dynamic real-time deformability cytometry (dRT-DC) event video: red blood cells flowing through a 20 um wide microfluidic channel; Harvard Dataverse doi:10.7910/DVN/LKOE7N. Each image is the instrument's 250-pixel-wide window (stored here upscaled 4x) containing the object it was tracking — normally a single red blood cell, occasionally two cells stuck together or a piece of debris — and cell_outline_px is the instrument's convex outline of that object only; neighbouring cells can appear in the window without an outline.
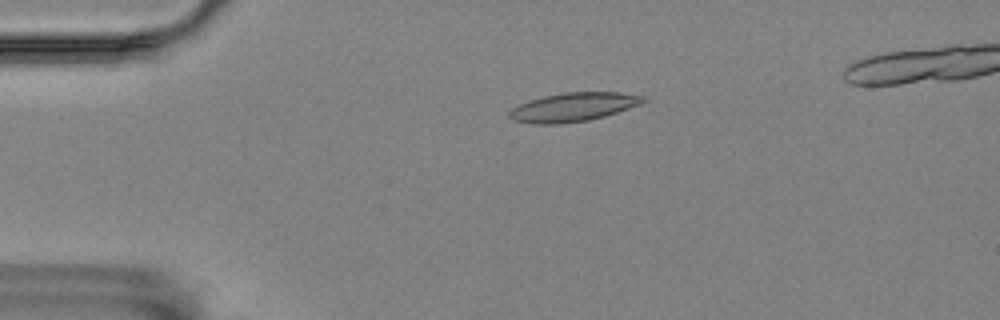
{"species": "Egyptian fruit bat (a non-hibernating species)", "species_latin": "Rousettus aegyptiacus", "temperature_condition": "room temperature", "stored_images_in_passage": 46, "camera_frame_rate_fps": 3000, "um_per_image_px": 0.085, "animal": {"sex": "female"}, "frame": {"image": 1, "passage_image": 3, "time_ms": 0.667, "image_size_px": [1000, 320], "cell_outline_px": [[648, 100], [640, 104], [604, 116], [588, 120], [556, 124], [532, 124], [512, 120], [508, 116], [508, 112], [512, 108], [528, 100], [544, 96], [564, 92], [620, 92], [644, 96]], "centroid_in_image_um": [48.7, 9.1], "position_along_channel_um": 36.3, "area_um2": 22.43}}
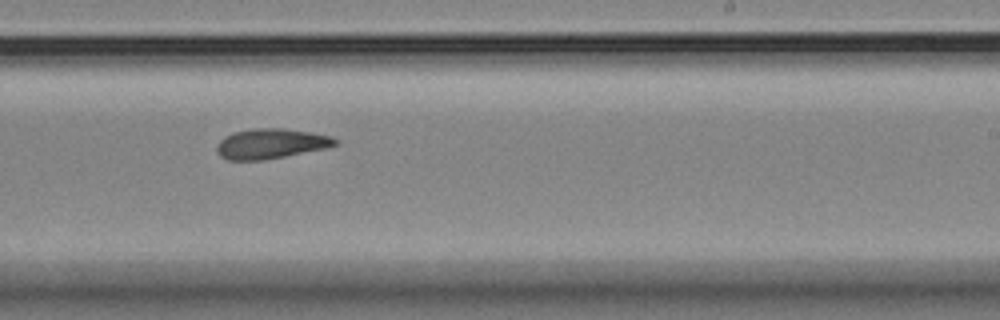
{"frame": {"image": 2, "passage_image": 26, "time_ms": 8.333, "image_size_px": [1000, 320], "cell_outline_px": [[340, 144], [324, 148], [284, 156], [260, 160], [228, 160], [220, 156], [216, 152], [216, 144], [224, 136], [232, 132], [256, 128], [280, 128], [312, 132], [332, 136]], "centroid_in_image_um": [22.98, 12.2], "position_along_channel_um": 266.0, "area_um2": 20.69}}
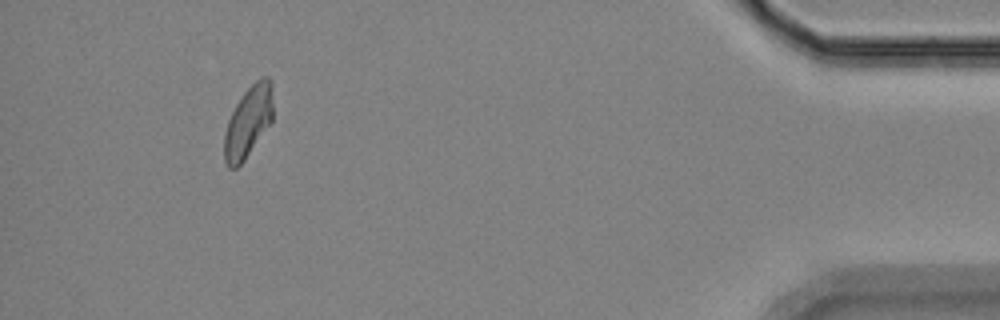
{"frame": {"image": 3, "passage_image": 44, "time_ms": 14.333, "image_size_px": [1000, 320], "cell_outline_px": [[272, 120], [244, 160], [236, 168], [228, 168], [224, 160], [224, 136], [228, 120], [236, 104], [244, 92], [260, 76], [268, 76], [272, 80]], "centroid_in_image_um": [21.1, 10.32], "position_along_channel_um": 414.1, "area_um2": 20.06}}